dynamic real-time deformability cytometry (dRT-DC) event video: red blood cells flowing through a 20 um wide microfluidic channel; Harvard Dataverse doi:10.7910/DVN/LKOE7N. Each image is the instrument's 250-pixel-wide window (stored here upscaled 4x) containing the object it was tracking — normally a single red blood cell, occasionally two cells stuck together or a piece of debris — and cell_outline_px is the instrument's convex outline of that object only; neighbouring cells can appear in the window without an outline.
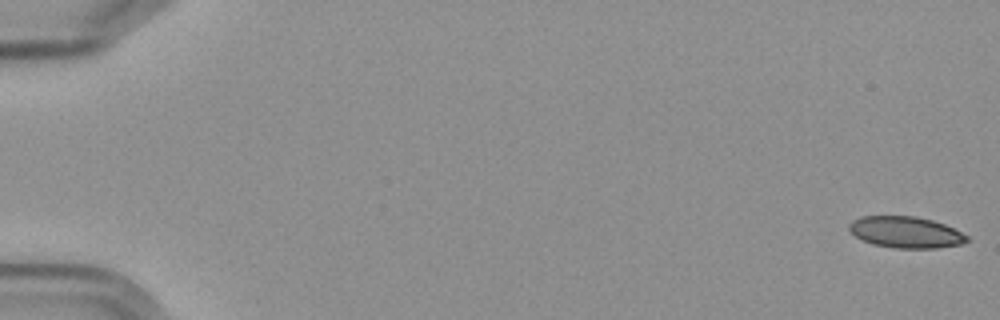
{"species": "Egyptian fruit bat (a non-hibernating species)", "species_latin": "Rousettus aegyptiacus", "temperature_condition": "cold", "stored_images_in_passage": 6, "segment_of_instrument_passage": [2, 2], "camera_frame_rate_fps": 3000, "um_per_image_px": 0.085, "frame": {"image": 1, "passage_image": 6, "time_ms": 6.667, "image_size_px": [1000, 320], "cell_outline_px": [[968, 240], [960, 244], [936, 248], [896, 248], [872, 244], [856, 236], [848, 228], [848, 224], [852, 220], [860, 216], [916, 216], [932, 220], [944, 224], [968, 236]], "centroid_in_image_um": [76.96, 19.73], "position_along_channel_um": 8.0, "area_um2": 21.39}}